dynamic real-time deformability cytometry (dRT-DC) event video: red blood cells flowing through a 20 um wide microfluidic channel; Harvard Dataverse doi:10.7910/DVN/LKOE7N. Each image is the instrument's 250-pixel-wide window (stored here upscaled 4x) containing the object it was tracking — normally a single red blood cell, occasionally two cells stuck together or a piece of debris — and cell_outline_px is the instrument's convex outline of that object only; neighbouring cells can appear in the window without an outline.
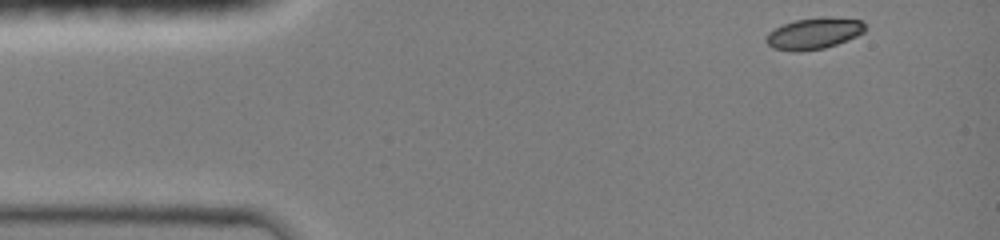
{"species": "common noctule bat (a hibernating species)", "species_latin": "Nyctalus noctula", "temperature_condition": "room temperature", "stored_images_in_passage": 39, "camera_frame_rate_fps": 3000, "um_per_image_px": 0.085, "animal": {"sex": "female", "body_mass_g": 19.0, "forearm_length_mm": 51.5}, "frame": {"image": 1, "passage_image": 1, "time_ms": 0.0, "image_size_px": [1000, 240], "cell_outline_px": [[864, 32], [848, 40], [824, 48], [800, 52], [792, 52], [772, 48], [764, 40], [768, 32], [784, 24], [796, 20], [820, 16], [828, 16], [860, 20], [864, 24]], "centroid_in_image_um": [69.15, 2.85], "position_along_channel_um": 15.8, "area_um2": 18.21}}
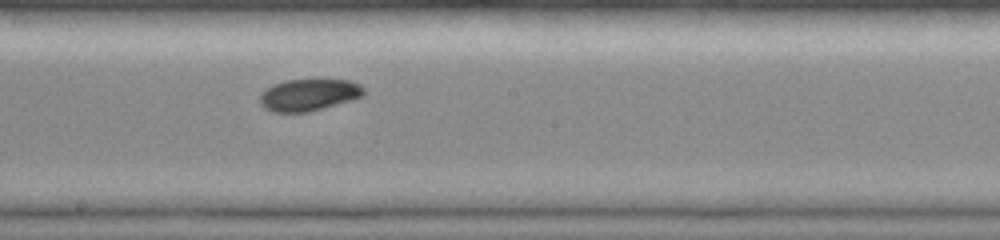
{"frame": {"image": 2, "passage_image": 22, "time_ms": 7.0, "image_size_px": [1000, 240], "cell_outline_px": [[364, 92], [360, 96], [352, 100], [308, 112], [272, 112], [264, 108], [260, 104], [260, 96], [272, 84], [284, 80], [316, 76], [320, 76], [348, 80], [360, 84], [364, 88]], "centroid_in_image_um": [26.26, 8.0], "position_along_channel_um": 221.9, "area_um2": 20.11}}
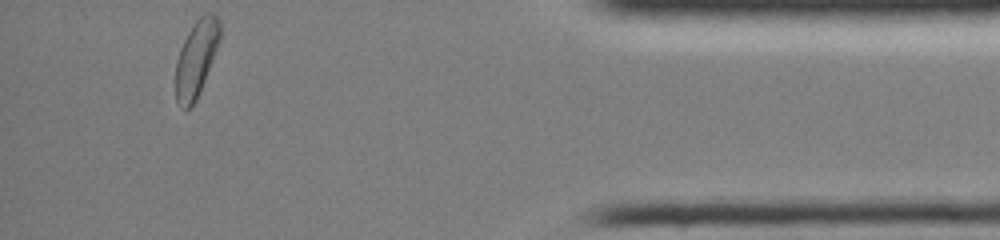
{"frame": {"image": 3, "passage_image": 39, "time_ms": 12.667, "image_size_px": [1000, 240], "cell_outline_px": [[220, 40], [200, 92], [196, 100], [184, 112], [176, 100], [176, 60], [180, 48], [188, 32], [196, 20], [204, 12], [212, 12], [220, 20]], "centroid_in_image_um": [16.68, 4.95], "position_along_channel_um": 418.5, "area_um2": 19.71}, "authors_computed_cell_mechanics": {"area_um2": 19.3052, "velocity_mm_per_s": 4.1698, "shape_relaxation_time_tau1_ms": 4.4293, "shape_relaxation_time_tau2_ms": null, "deformation_change_tau1": 0.1311, "deformation_change_tau2": null}}